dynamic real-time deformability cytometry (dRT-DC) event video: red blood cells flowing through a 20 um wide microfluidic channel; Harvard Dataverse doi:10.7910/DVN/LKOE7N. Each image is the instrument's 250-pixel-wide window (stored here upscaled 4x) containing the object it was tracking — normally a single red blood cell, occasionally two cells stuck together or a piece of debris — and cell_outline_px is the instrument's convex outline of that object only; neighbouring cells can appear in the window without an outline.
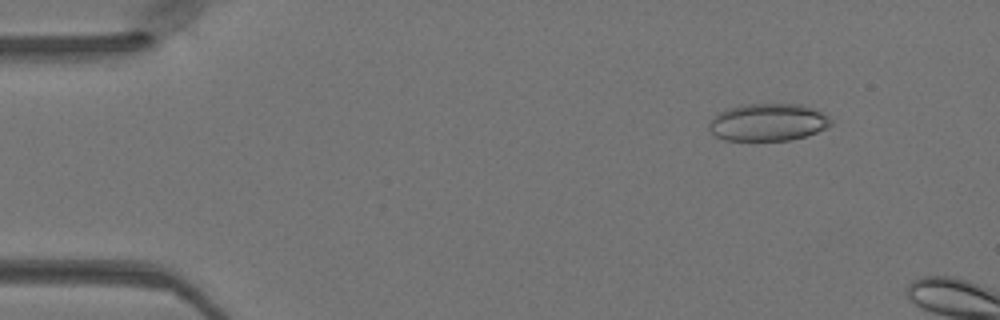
{"species": "Egyptian fruit bat (a non-hibernating species)", "species_latin": "Rousettus aegyptiacus", "temperature_condition": "warm", "stored_images_in_passage": 5, "camera_frame_rate_fps": 3000, "um_per_image_px": 0.085, "animal": {"sex": "female"}, "frame": {"image": 1, "passage_image": 2, "time_ms": 0.333, "image_size_px": [1000, 320], "cell_outline_px": [[832, 124], [828, 128], [792, 140], [724, 140], [716, 136], [708, 128], [708, 124], [720, 112], [728, 108], [744, 104], [800, 104], [812, 108], [828, 116], [832, 120]], "centroid_in_image_um": [65.3, 10.39], "position_along_channel_um": 19.7, "area_um2": 26.41}}